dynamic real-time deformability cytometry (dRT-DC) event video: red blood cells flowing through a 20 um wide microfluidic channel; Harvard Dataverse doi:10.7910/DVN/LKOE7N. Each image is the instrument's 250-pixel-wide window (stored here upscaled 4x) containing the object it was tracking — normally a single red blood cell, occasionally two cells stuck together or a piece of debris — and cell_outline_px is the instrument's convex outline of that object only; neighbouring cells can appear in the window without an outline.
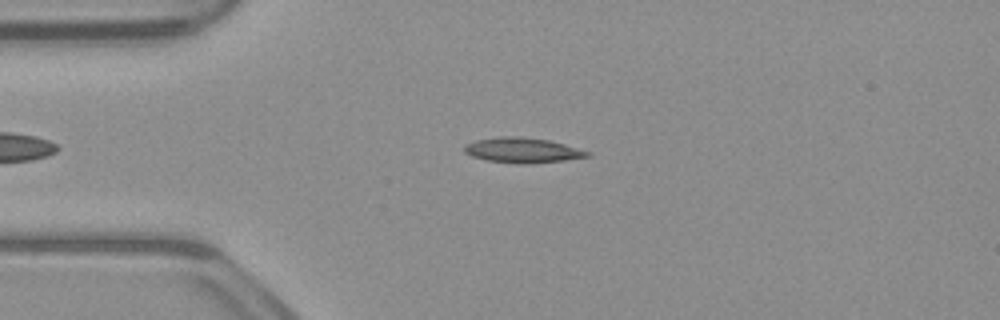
{"species": "common noctule bat (a hibernating species)", "species_latin": "Nyctalus noctula", "temperature_condition": "warm", "stored_images_in_passage": 42, "camera_frame_rate_fps": 3000, "um_per_image_px": 0.085, "animal": {"sex": "male", "body_mass_g": 23.1, "forearm_length_mm": 52.7}, "frame": {"image": 1, "passage_image": 6, "time_ms": 1.667, "image_size_px": [1000, 320], "cell_outline_px": [[592, 156], [564, 160], [528, 164], [488, 160], [472, 156], [464, 152], [464, 144], [476, 140], [500, 136], [520, 136], [548, 140], [564, 144], [592, 152]], "centroid_in_image_um": [44.43, 12.76], "position_along_channel_um": 40.6, "area_um2": 17.92}}
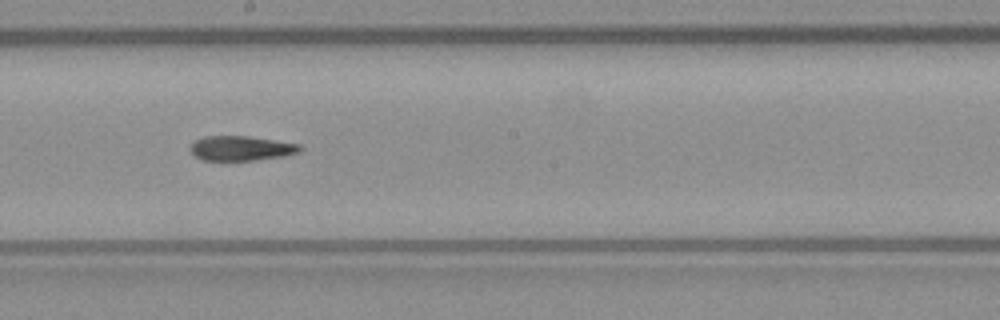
{"frame": {"image": 2, "passage_image": 22, "time_ms": 7.0, "image_size_px": [1000, 320], "cell_outline_px": [[304, 148], [296, 152], [284, 156], [256, 160], [200, 160], [188, 148], [196, 140], [204, 136], [248, 136], [300, 144]], "centroid_in_image_um": [20.48, 12.6], "position_along_channel_um": 227.7, "area_um2": 15.72}}
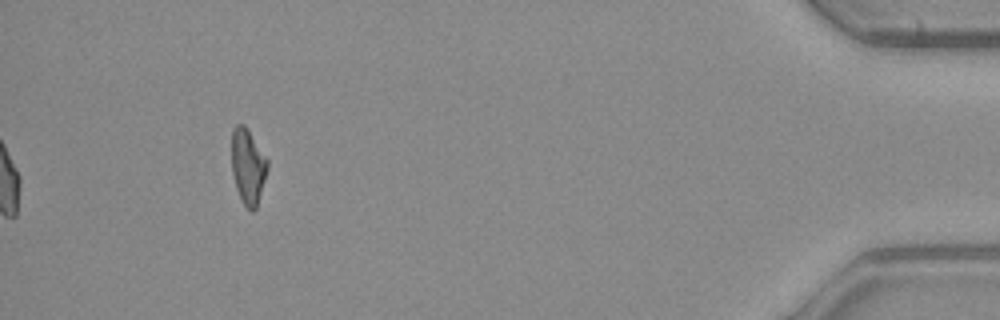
{"frame": {"image": 3, "passage_image": 42, "time_ms": 13.667, "image_size_px": [1000, 320], "cell_outline_px": [[268, 168], [256, 208], [252, 212], [240, 200], [236, 188], [232, 172], [232, 128], [236, 124], [244, 124], [268, 160]], "centroid_in_image_um": [21.06, 14.14], "position_along_channel_um": 414.1, "area_um2": 15.61}, "authors_computed_cell_mechanics": {"area_um2": 16.8776, "velocity_mm_per_s": 3.9136, "shape_relaxation_time_tau1_ms": null, "shape_relaxation_time_tau2_ms": 8.6005, "deformation_change_tau1": null, "deformation_change_tau2": 0.2029}}